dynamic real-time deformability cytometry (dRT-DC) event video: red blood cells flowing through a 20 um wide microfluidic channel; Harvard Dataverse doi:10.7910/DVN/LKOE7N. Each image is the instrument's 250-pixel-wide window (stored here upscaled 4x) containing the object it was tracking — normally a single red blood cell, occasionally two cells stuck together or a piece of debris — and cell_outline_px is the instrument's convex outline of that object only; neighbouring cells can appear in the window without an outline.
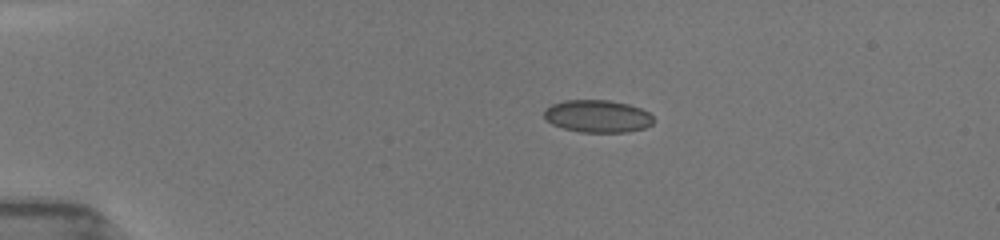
{"species": "common noctule bat (a hibernating species)", "species_latin": "Nyctalus noctula", "temperature_condition": "room temperature", "stored_images_in_passage": 13, "camera_frame_rate_fps": 3000, "um_per_image_px": 0.085, "animal": {"sex": "female", "body_mass_g": 19.5, "forearm_length_mm": 54.1}, "frame": {"image": 1, "passage_image": 1, "time_ms": 0.0, "image_size_px": [1000, 240], "cell_outline_px": [[656, 120], [652, 124], [644, 128], [628, 132], [580, 132], [564, 128], [552, 124], [544, 116], [544, 108], [552, 104], [564, 100], [608, 100], [628, 104], [640, 108], [648, 112]], "centroid_in_image_um": [50.8, 9.87], "position_along_channel_um": 34.2, "area_um2": 20.75}}